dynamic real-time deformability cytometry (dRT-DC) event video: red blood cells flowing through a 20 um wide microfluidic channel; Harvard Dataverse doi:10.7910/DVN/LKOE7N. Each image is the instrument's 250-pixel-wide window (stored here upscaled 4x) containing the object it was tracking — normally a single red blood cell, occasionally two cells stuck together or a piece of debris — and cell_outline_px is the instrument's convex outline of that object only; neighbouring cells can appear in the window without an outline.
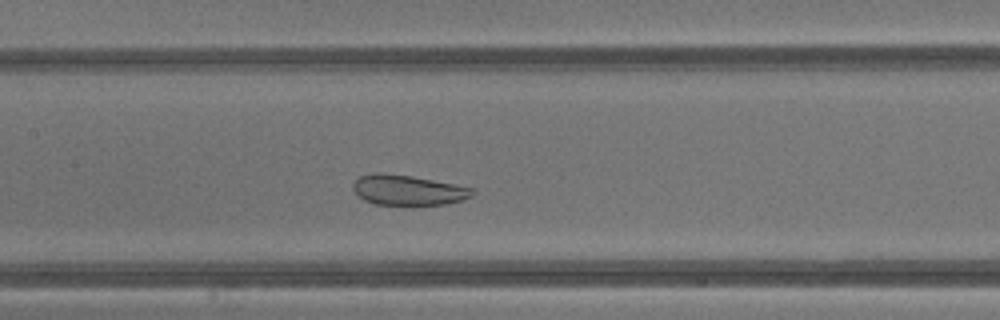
{"species": "common noctule bat (a hibernating species)", "species_latin": "Nyctalus noctula", "temperature_condition": "warm", "stored_images_in_passage": 37, "camera_frame_rate_fps": 3000, "um_per_image_px": 0.085, "animal": {"sex": "male", "body_mass_g": 13.3}, "frame": {"image": 1, "passage_image": 15, "time_ms": 4.667, "image_size_px": [1000, 320], "cell_outline_px": [[476, 192], [472, 196], [460, 200], [444, 204], [376, 204], [364, 200], [352, 188], [352, 184], [360, 176], [376, 172], [380, 172], [412, 176], [472, 188]], "centroid_in_image_um": [34.65, 16.14], "position_along_channel_um": 172.8, "area_um2": 20.58}}
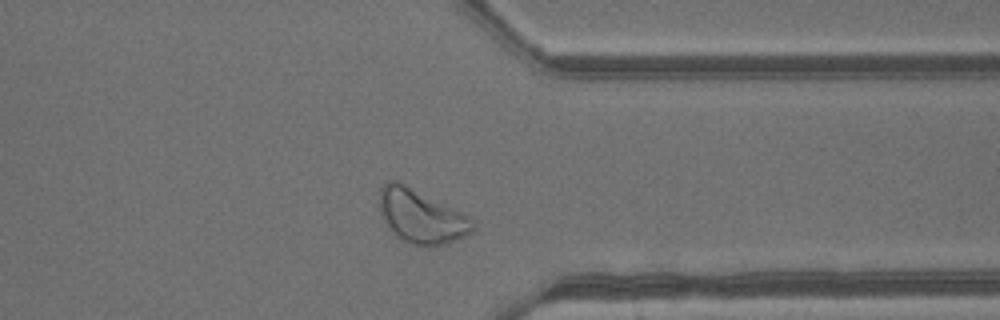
{"frame": {"image": 2, "passage_image": 28, "time_ms": 9.0, "image_size_px": [1000, 320], "cell_outline_px": [[476, 228], [472, 232], [444, 244], [408, 244], [400, 240], [392, 232], [384, 220], [380, 212], [380, 188], [388, 180], [396, 180], [464, 212], [476, 224]], "centroid_in_image_um": [35.8, 18.37], "position_along_channel_um": 375.6, "area_um2": 28.96}}
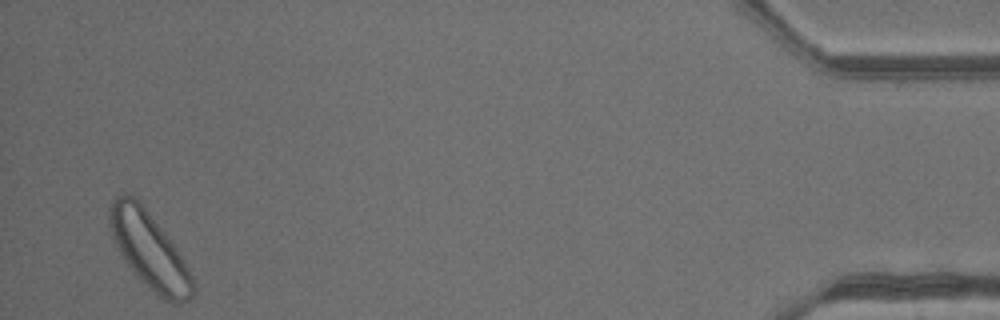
{"frame": {"image": 3, "passage_image": 36, "time_ms": 11.667, "image_size_px": [1000, 320], "cell_outline_px": [[196, 292], [188, 300], [180, 304], [172, 304], [148, 288], [132, 272], [116, 248], [108, 224], [108, 208], [112, 200], [116, 196], [132, 196], [144, 208], [164, 232], [176, 248], [188, 268], [192, 276], [196, 288]], "centroid_in_image_um": [12.68, 21.34], "position_along_channel_um": 422.5, "area_um2": 36.76}, "authors_computed_cell_mechanics": {"area_um2": 28.9578, "velocity_mm_per_s": 4.7825, "shape_relaxation_time_tau1_ms": null, "shape_relaxation_time_tau2_ms": 1.3441, "deformation_change_tau1": null, "deformation_change_tau2": 0.0666}}